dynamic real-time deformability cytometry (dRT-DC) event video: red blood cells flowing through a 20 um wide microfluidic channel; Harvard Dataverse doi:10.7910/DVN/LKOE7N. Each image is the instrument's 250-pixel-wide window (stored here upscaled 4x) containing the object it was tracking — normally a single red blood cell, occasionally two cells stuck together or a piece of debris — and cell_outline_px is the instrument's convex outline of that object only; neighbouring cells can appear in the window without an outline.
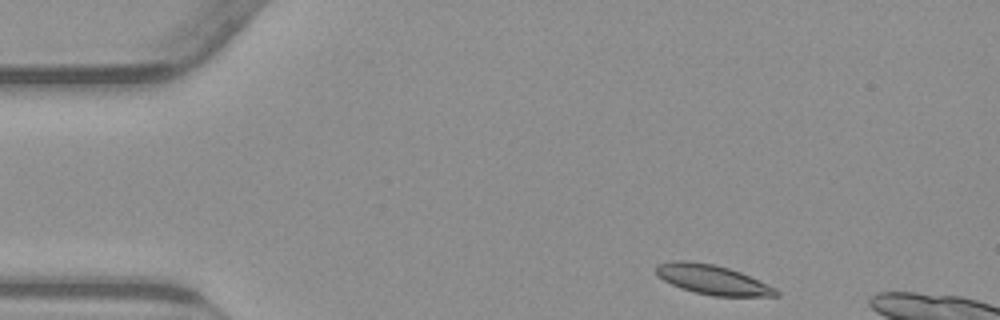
{"species": "common noctule bat (a hibernating species)", "species_latin": "Nyctalus noctula", "temperature_condition": "warm", "stored_images_in_passage": 8, "camera_frame_rate_fps": 3000, "um_per_image_px": 0.085, "animal": {"sex": "male", "body_mass_g": 23.1, "forearm_length_mm": 52.7}, "frame": {"image": 1, "passage_image": 1, "time_ms": 0.0, "image_size_px": [1000, 320], "cell_outline_px": [[780, 296], [712, 296], [680, 288], [656, 276], [656, 264], [672, 260], [688, 260], [712, 264], [728, 268], [740, 272], [776, 288], [780, 292]], "centroid_in_image_um": [60.54, 23.76], "position_along_channel_um": 24.5, "area_um2": 20.69}}